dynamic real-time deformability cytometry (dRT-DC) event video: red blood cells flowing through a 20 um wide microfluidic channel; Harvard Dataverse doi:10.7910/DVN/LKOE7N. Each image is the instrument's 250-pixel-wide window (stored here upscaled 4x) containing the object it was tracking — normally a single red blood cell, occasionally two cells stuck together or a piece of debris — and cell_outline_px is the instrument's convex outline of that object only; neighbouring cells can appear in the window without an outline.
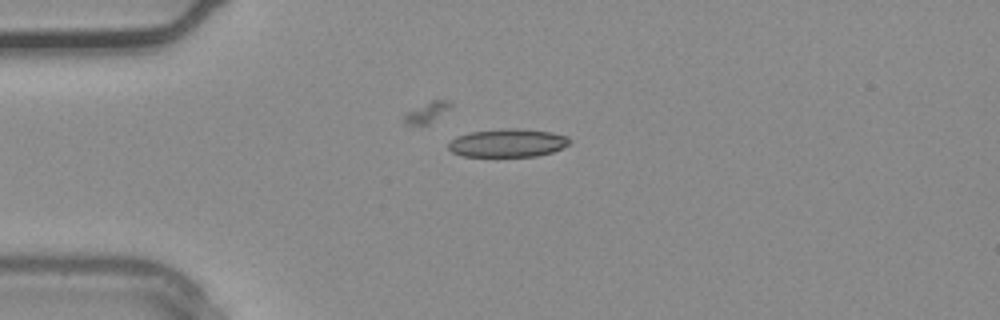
{"species": "common noctule bat (a hibernating species)", "species_latin": "Nyctalus noctula", "temperature_condition": "warm", "stored_images_in_passage": 21, "camera_frame_rate_fps": 3000, "um_per_image_px": 0.085, "animal": {"sex": "male", "body_mass_g": 20.4}, "frame": {"image": 1, "passage_image": 1, "time_ms": 0.0, "image_size_px": [1000, 320], "cell_outline_px": [[572, 140], [568, 144], [552, 152], [536, 156], [460, 156], [452, 152], [448, 148], [448, 144], [456, 136], [472, 132], [504, 128], [508, 128], [552, 132], [568, 136]], "centroid_in_image_um": [43.14, 12.15], "position_along_channel_um": 41.9, "area_um2": 19.77}}
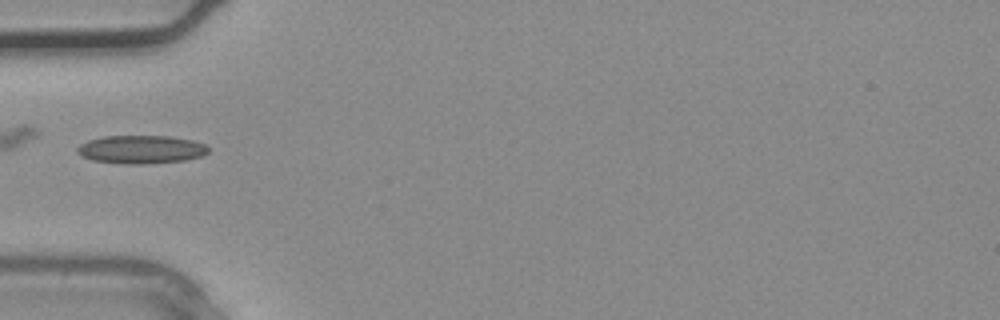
{"frame": {"image": 2, "passage_image": 4, "time_ms": 1.0, "image_size_px": [1000, 320], "cell_outline_px": [[208, 152], [204, 156], [184, 160], [148, 164], [124, 164], [92, 160], [80, 156], [76, 152], [76, 148], [80, 144], [88, 140], [104, 136], [168, 136], [192, 140], [204, 144], [208, 148]], "centroid_in_image_um": [11.97, 12.71], "position_along_channel_um": 73.0, "area_um2": 21.73}}